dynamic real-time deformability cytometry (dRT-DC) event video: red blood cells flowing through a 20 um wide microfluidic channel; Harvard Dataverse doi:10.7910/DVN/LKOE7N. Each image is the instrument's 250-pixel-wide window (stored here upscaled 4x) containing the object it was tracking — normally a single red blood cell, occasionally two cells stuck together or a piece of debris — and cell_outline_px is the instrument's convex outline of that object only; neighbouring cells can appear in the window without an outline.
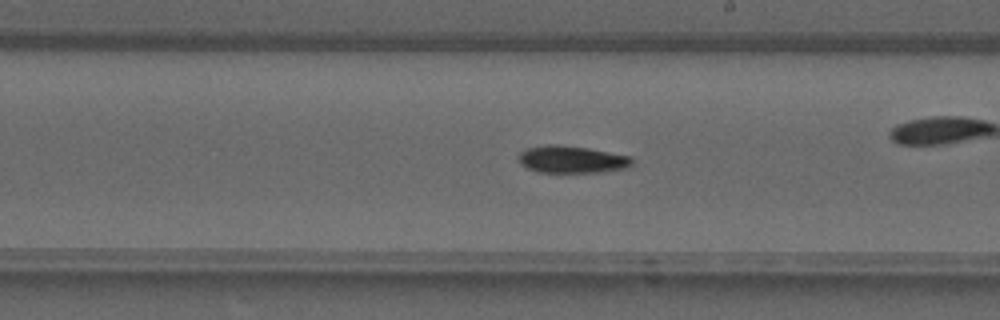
{"species": "common noctule bat (a hibernating species)", "species_latin": "Nyctalus noctula", "temperature_condition": "warm", "stored_images_in_passage": 42, "camera_frame_rate_fps": 3000, "um_per_image_px": 0.085, "animal": {"sex": "male", "forearm_length_mm": 52.5}, "frame": {"image": 1, "passage_image": 24, "time_ms": 7.667, "image_size_px": [1000, 320], "cell_outline_px": [[632, 164], [628, 168], [600, 172], [536, 172], [520, 164], [516, 156], [524, 148], [548, 144], [560, 144], [588, 148], [632, 156]], "centroid_in_image_um": [48.56, 13.54], "position_along_channel_um": 240.4, "area_um2": 18.32}}
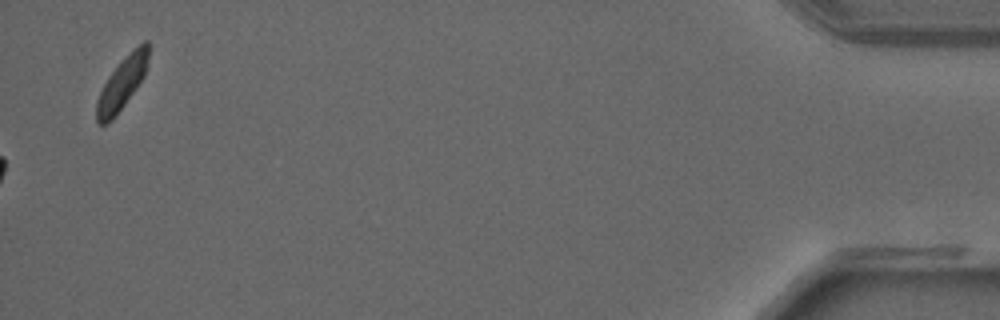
{"frame": {"image": 2, "passage_image": 42, "time_ms": 13.667, "image_size_px": [1000, 320], "cell_outline_px": [[148, 60], [144, 76], [124, 104], [112, 120], [108, 124], [96, 124], [96, 100], [108, 76], [120, 60], [144, 40], [148, 40]], "centroid_in_image_um": [10.34, 7.09], "position_along_channel_um": 424.9, "area_um2": 15.61}}